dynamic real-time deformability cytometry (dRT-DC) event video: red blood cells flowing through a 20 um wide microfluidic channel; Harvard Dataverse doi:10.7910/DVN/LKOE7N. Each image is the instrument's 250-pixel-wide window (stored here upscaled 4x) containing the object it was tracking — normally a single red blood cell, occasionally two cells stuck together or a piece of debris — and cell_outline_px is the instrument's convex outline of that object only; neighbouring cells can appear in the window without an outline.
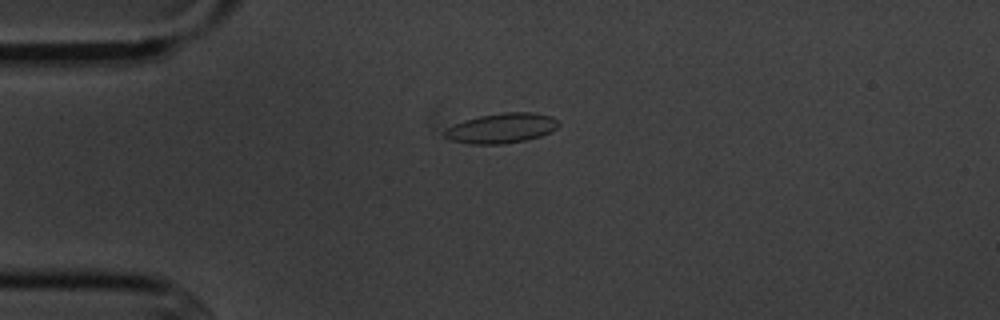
{"species": "common noctule bat (a hibernating species)", "species_latin": "Nyctalus noctula", "temperature_condition": "cold", "stored_images_in_passage": 6, "camera_frame_rate_fps": 3000, "um_per_image_px": 0.085, "animal": {"sex": "male", "body_mass_g": 20.1, "forearm_length_mm": 53.5}, "frame": {"image": 1, "passage_image": 2, "time_ms": 1.0, "image_size_px": [1000, 320], "cell_outline_px": [[560, 124], [556, 128], [540, 136], [524, 140], [500, 144], [468, 144], [448, 140], [444, 136], [444, 128], [464, 120], [480, 116], [504, 112], [532, 112], [552, 116]], "centroid_in_image_um": [42.57, 10.89], "position_along_channel_um": 42.4, "area_um2": 19.88}}
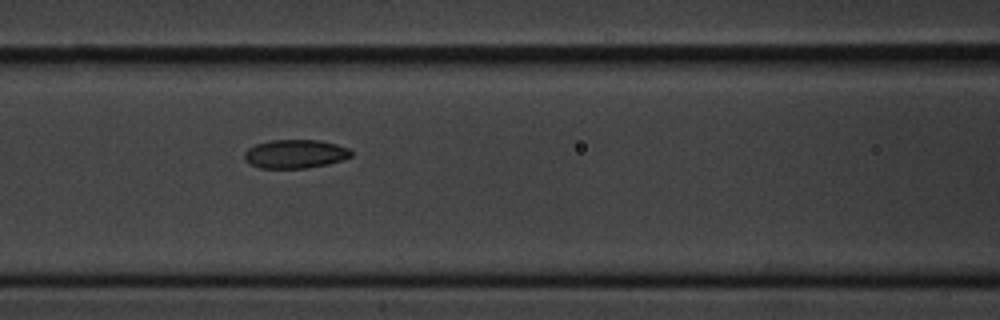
{"frame": {"image": 2, "passage_image": 5, "time_ms": 4.333, "image_size_px": [1000, 320], "cell_outline_px": [[352, 156], [344, 160], [328, 164], [304, 168], [260, 168], [248, 164], [244, 160], [244, 152], [248, 148], [256, 144], [272, 140], [320, 140], [336, 144], [348, 148], [352, 152]], "centroid_in_image_um": [25.08, 13.09], "position_along_channel_um": 141.5, "area_um2": 17.98}}
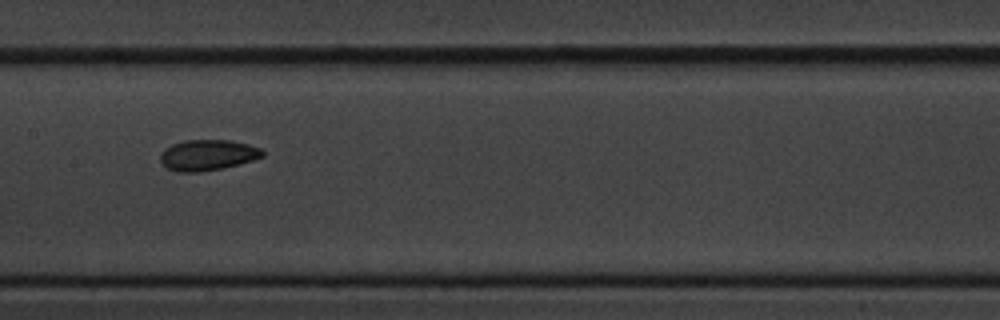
{"frame": {"image": 3, "passage_image": 6, "time_ms": 5.667, "image_size_px": [1000, 320], "cell_outline_px": [[264, 156], [240, 164], [224, 168], [200, 172], [176, 172], [168, 168], [160, 160], [160, 152], [164, 148], [172, 144], [184, 140], [232, 140], [248, 144], [260, 148], [264, 152]], "centroid_in_image_um": [17.64, 13.18], "position_along_channel_um": 189.8, "area_um2": 18.5}}